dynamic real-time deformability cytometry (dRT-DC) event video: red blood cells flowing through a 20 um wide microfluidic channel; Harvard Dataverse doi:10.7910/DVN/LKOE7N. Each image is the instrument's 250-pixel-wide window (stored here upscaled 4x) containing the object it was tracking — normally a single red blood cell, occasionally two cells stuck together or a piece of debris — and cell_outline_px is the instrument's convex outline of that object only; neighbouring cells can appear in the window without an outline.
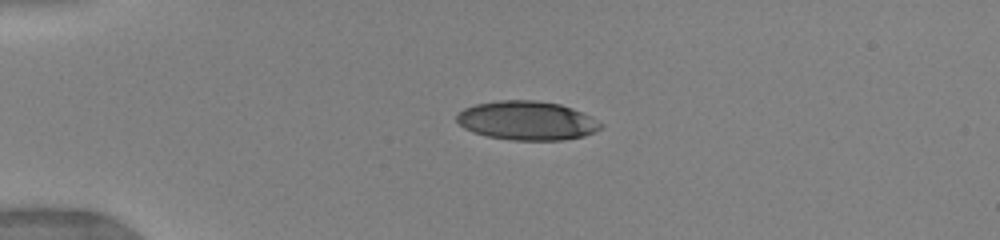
{"species": "human", "species_latin": "Homo sapiens", "temperature_condition": "warm", "stored_images_in_passage": 73, "camera_frame_rate_fps": 3000, "um_per_image_px": 0.085, "donor": {"sex": "female"}, "frame": {"image": 1, "passage_image": 1, "time_ms": 0.0, "image_size_px": [1000, 240], "cell_outline_px": [[604, 124], [600, 128], [584, 136], [564, 140], [512, 140], [488, 136], [472, 132], [464, 128], [456, 120], [456, 116], [464, 108], [476, 104], [500, 100], [536, 100], [560, 104], [572, 108]], "centroid_in_image_um": [44.77, 10.25], "position_along_channel_um": 40.2, "area_um2": 32.48}}
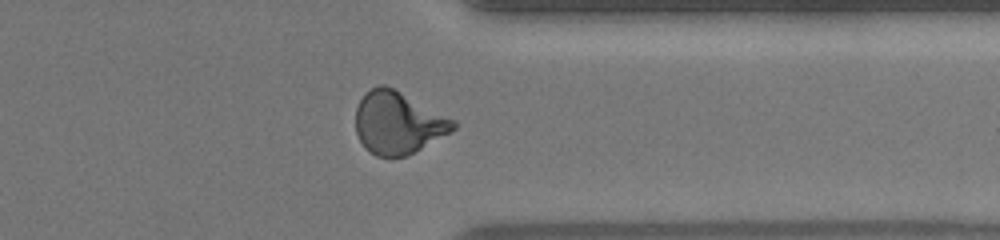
{"frame": {"image": 2, "passage_image": 57, "time_ms": 9.333, "image_size_px": [1000, 240], "cell_outline_px": [[456, 128], [452, 132], [408, 156], [376, 156], [364, 148], [356, 132], [356, 108], [364, 92], [380, 84], [384, 84], [456, 120]], "centroid_in_image_um": [33.83, 10.45], "position_along_channel_um": 377.6, "area_um2": 35.43}}
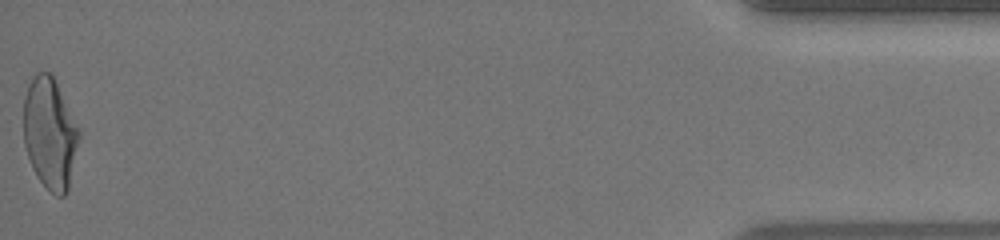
{"frame": {"image": 3, "passage_image": 72, "time_ms": 12.667, "image_size_px": [1000, 240], "cell_outline_px": [[80, 136], [68, 188], [64, 196], [56, 196], [36, 176], [32, 168], [24, 144], [24, 96], [28, 84], [32, 76], [36, 72], [52, 72], [80, 128]], "centroid_in_image_um": [4.25, 11.27], "position_along_channel_um": 431.0, "area_um2": 36.18}, "authors_computed_cell_mechanics": {"area_um2": 34.7378, "velocity_mm_per_s": 4.0629, "shape_relaxation_time_tau1_ms": 5.1213, "shape_relaxation_time_tau2_ms": 1.1353, "deformation_change_tau1": 0.2368, "deformation_change_tau2": 0.0799}}